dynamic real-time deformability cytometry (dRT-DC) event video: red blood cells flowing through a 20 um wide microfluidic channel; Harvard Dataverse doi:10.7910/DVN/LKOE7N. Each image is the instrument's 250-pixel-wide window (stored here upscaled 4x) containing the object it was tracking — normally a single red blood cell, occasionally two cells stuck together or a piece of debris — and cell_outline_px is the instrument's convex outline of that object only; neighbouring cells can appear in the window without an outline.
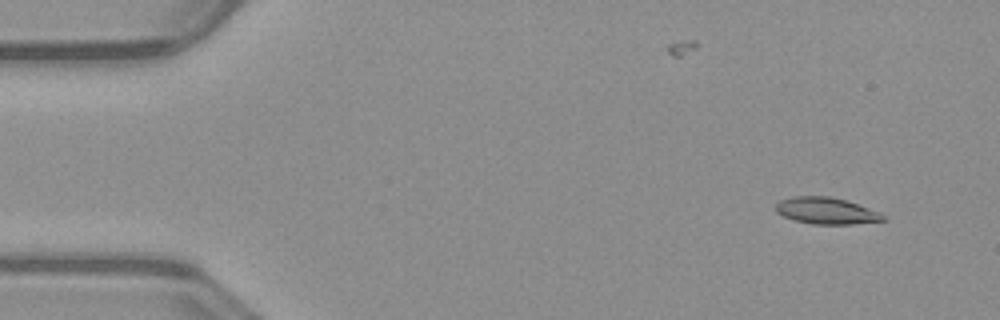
{"species": "common noctule bat (a hibernating species)", "species_latin": "Nyctalus noctula", "temperature_condition": "warm", "stored_images_in_passage": 50, "camera_frame_rate_fps": 3000, "um_per_image_px": 0.085, "animal": {"sex": "male", "body_mass_g": 23.1, "forearm_length_mm": 52.7}, "frame": {"image": 1, "passage_image": 3, "time_ms": 0.667, "image_size_px": [1000, 320], "cell_outline_px": [[888, 220], [852, 224], [812, 224], [796, 220], [784, 216], [776, 212], [776, 204], [780, 200], [792, 196], [828, 196], [844, 200], [880, 212], [888, 216]], "centroid_in_image_um": [70.26, 17.92], "position_along_channel_um": 14.7, "area_um2": 16.59}}
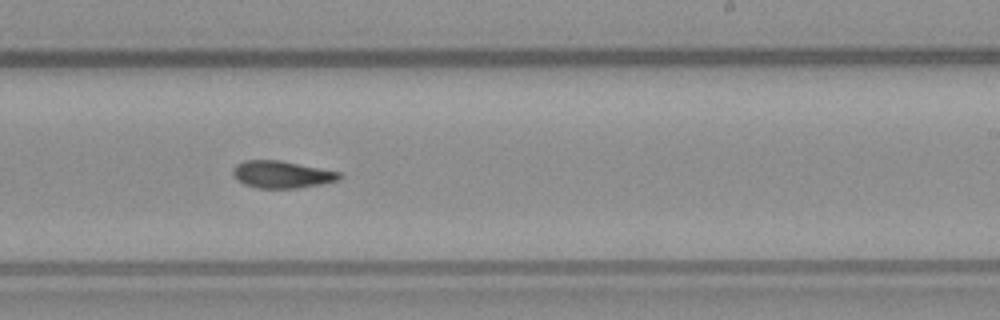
{"frame": {"image": 2, "passage_image": 30, "time_ms": 9.667, "image_size_px": [1000, 320], "cell_outline_px": [[344, 176], [340, 180], [320, 184], [296, 188], [256, 188], [244, 184], [236, 180], [232, 172], [232, 168], [236, 164], [244, 160], [280, 160], [340, 172]], "centroid_in_image_um": [23.94, 14.83], "position_along_channel_um": 265.1, "area_um2": 16.99}}
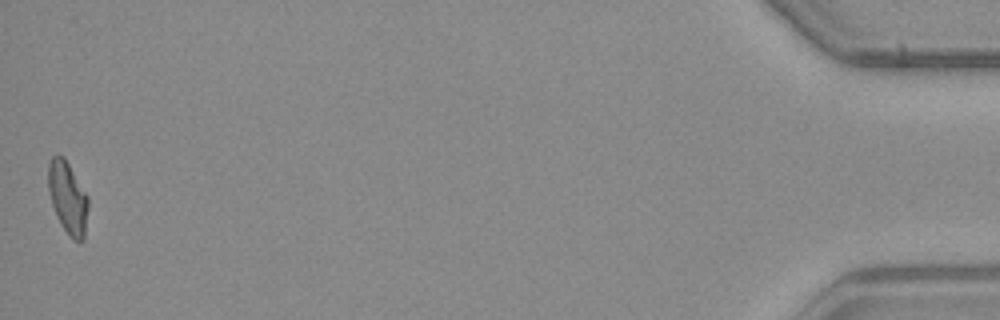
{"frame": {"image": 3, "passage_image": 50, "time_ms": 16.333, "image_size_px": [1000, 320], "cell_outline_px": [[88, 208], [84, 240], [72, 240], [68, 236], [52, 204], [48, 188], [48, 164], [52, 156], [64, 156], [88, 196]], "centroid_in_image_um": [5.77, 16.79], "position_along_channel_um": 429.4, "area_um2": 16.59}, "authors_computed_cell_mechanics": {"area_um2": 16.8776, "velocity_mm_per_s": 4.0152, "shape_relaxation_time_tau1_ms": null, "shape_relaxation_time_tau2_ms": 10.2497, "deformation_change_tau1": null, "deformation_change_tau2": 0.2024}}